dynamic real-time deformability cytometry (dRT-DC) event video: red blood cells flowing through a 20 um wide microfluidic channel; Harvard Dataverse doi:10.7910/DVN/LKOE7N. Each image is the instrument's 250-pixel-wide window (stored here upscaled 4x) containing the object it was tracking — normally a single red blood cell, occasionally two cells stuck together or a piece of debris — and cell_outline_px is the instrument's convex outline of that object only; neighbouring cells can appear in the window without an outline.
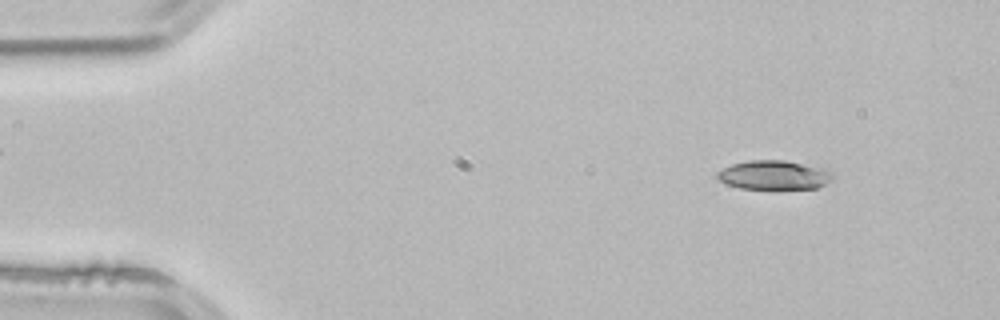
{"species": "common noctule bat (a hibernating species)", "species_latin": "Nyctalus noctula", "temperature_condition": "room temperature", "stored_images_in_passage": 51, "camera_frame_rate_fps": 3000, "um_per_image_px": 0.085, "animal": {"sex": "male", "body_mass_g": 21.5, "forearm_length_mm": 52.0}, "frame": {"image": 1, "passage_image": 5, "time_ms": 1.333, "image_size_px": [1000, 320], "cell_outline_px": [[836, 176], [832, 180], [816, 188], [740, 188], [728, 184], [720, 180], [716, 176], [716, 172], [732, 164], [748, 160], [784, 160], [824, 168], [832, 172]], "centroid_in_image_um": [65.81, 14.86], "position_along_channel_um": 19.2, "area_um2": 19.42}}
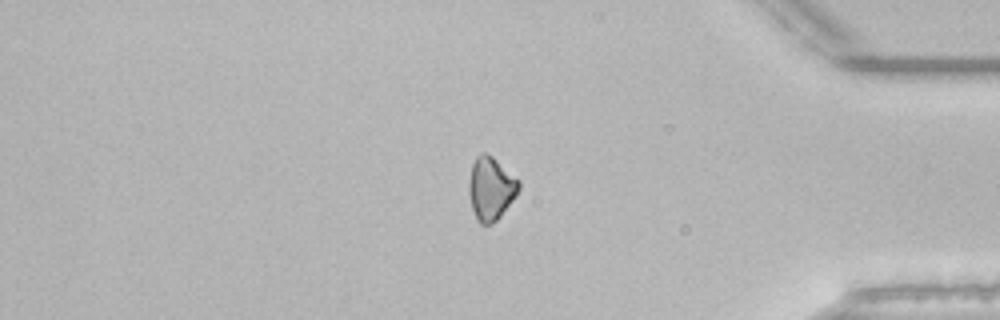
{"frame": {"image": 2, "passage_image": 43, "time_ms": 14.0, "image_size_px": [1000, 320], "cell_outline_px": [[520, 188], [516, 196], [500, 216], [492, 224], [480, 224], [476, 220], [472, 208], [468, 192], [468, 180], [472, 164], [476, 156], [480, 152], [484, 152], [492, 156], [520, 180]], "centroid_in_image_um": [41.71, 16.01], "position_along_channel_um": 393.5, "area_um2": 18.55}}
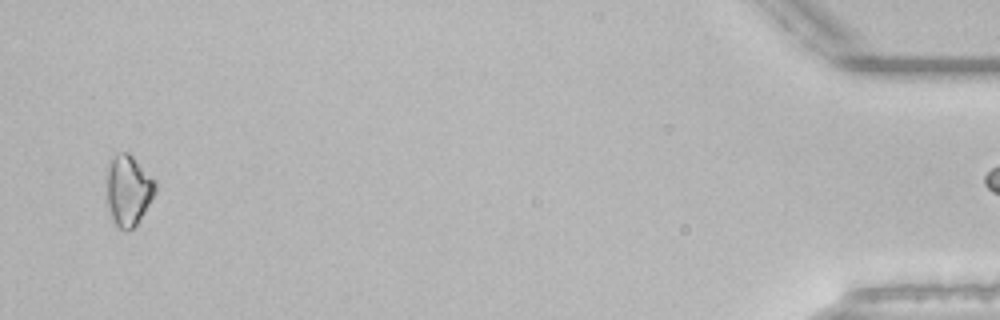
{"frame": {"image": 3, "passage_image": 50, "time_ms": 16.333, "image_size_px": [1000, 320], "cell_outline_px": [[156, 192], [144, 212], [136, 224], [132, 228], [124, 232], [116, 228], [104, 204], [104, 168], [116, 152], [128, 152], [156, 180]], "centroid_in_image_um": [10.8, 16.17], "position_along_channel_um": 424.4, "area_um2": 21.33}}